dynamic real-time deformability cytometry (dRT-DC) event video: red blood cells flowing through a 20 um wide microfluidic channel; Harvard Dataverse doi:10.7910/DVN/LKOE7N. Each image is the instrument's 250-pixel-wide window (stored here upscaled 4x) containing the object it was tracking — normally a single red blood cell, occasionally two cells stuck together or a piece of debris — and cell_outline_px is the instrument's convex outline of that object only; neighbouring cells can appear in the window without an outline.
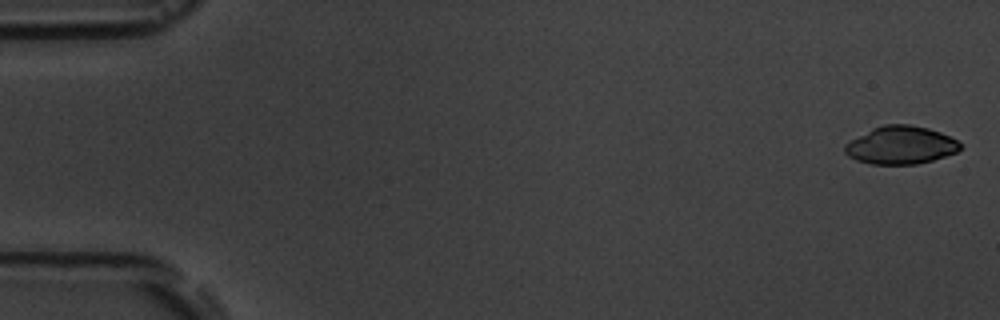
{"species": "common noctule bat (a hibernating species)", "species_latin": "Nyctalus noctula", "temperature_condition": "room temperature", "stored_images_in_passage": 5, "camera_frame_rate_fps": 3000, "um_per_image_px": 0.085, "animal": {"sex": "male", "body_mass_g": 19.5, "forearm_length_mm": 54.6}, "frame": {"image": 1, "passage_image": 1, "time_ms": 0.0, "image_size_px": [1000, 320], "cell_outline_px": [[964, 144], [956, 152], [932, 160], [916, 164], [872, 164], [856, 160], [848, 156], [844, 152], [844, 144], [872, 128], [884, 124], [908, 124], [928, 128], [940, 132]], "centroid_in_image_um": [76.54, 12.33], "position_along_channel_um": 8.5, "area_um2": 25.43}}
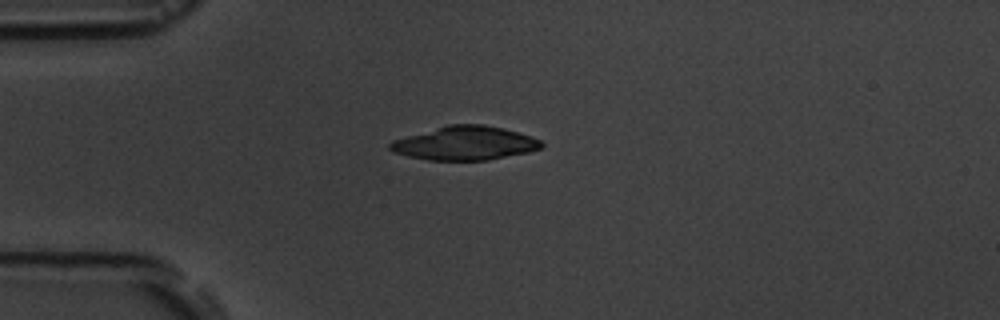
{"frame": {"image": 2, "passage_image": 5, "time_ms": 4.333, "image_size_px": [1000, 320], "cell_outline_px": [[544, 144], [540, 148], [528, 152], [488, 160], [428, 160], [408, 156], [396, 152], [388, 148], [388, 144], [392, 140], [448, 124], [484, 124], [504, 128], [532, 136], [540, 140]], "centroid_in_image_um": [39.53, 12.16], "position_along_channel_um": 45.5, "area_um2": 29.77}}